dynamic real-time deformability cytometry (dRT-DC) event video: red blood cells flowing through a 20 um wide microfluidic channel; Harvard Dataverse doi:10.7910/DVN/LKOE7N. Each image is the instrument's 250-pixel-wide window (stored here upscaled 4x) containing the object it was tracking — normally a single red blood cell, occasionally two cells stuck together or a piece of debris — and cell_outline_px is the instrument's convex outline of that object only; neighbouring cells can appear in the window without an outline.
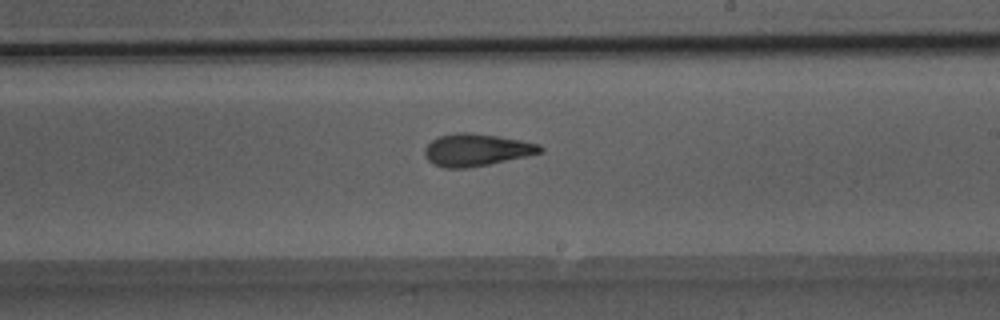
{"species": "Egyptian fruit bat (a non-hibernating species)", "species_latin": "Rousettus aegyptiacus", "temperature_condition": "room temperature", "stored_images_in_passage": 47, "camera_frame_rate_fps": 3000, "um_per_image_px": 0.085, "animal": {"sex": "male"}, "frame": {"image": 1, "passage_image": 26, "time_ms": 8.333, "image_size_px": [1000, 320], "cell_outline_px": [[544, 152], [488, 164], [468, 168], [444, 168], [432, 164], [424, 156], [424, 148], [432, 140], [440, 136], [456, 132], [472, 132], [520, 140], [540, 144], [544, 148]], "centroid_in_image_um": [40.47, 12.74], "position_along_channel_um": 248.5, "area_um2": 21.73}}
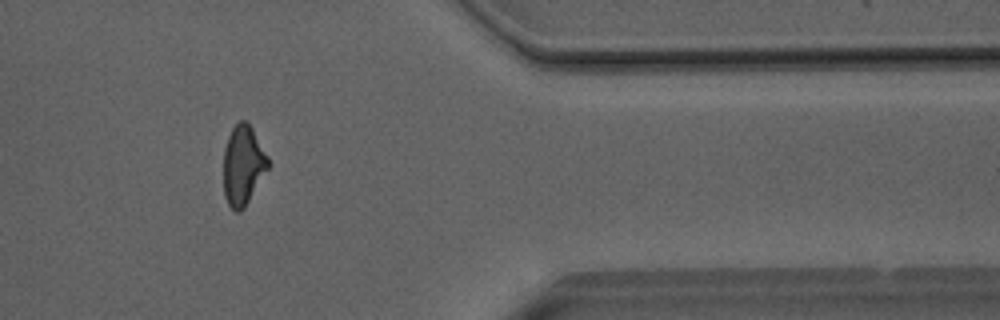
{"frame": {"image": 2, "passage_image": 38, "time_ms": 12.333, "image_size_px": [1000, 320], "cell_outline_px": [[268, 168], [244, 208], [240, 212], [236, 212], [228, 204], [224, 196], [224, 148], [228, 136], [232, 128], [240, 120], [244, 120], [252, 128], [268, 156]], "centroid_in_image_um": [20.64, 14.05], "position_along_channel_um": 390.8, "area_um2": 20.46}}
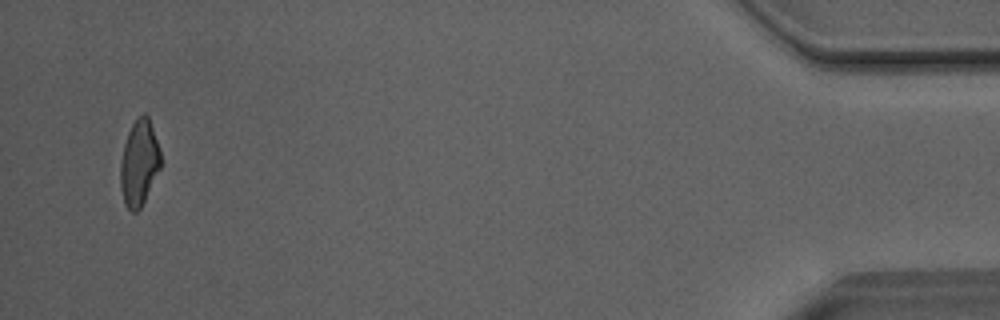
{"frame": {"image": 3, "passage_image": 45, "time_ms": 14.667, "image_size_px": [1000, 320], "cell_outline_px": [[160, 168], [140, 208], [136, 212], [132, 212], [124, 204], [120, 188], [120, 160], [124, 144], [128, 132], [136, 116], [144, 112], [148, 116], [160, 148]], "centroid_in_image_um": [11.81, 13.82], "position_along_channel_um": 423.4, "area_um2": 20.17}, "authors_computed_cell_mechanics": {"area_um2": 21.386, "velocity_mm_per_s": 4.0687, "shape_relaxation_time_tau1_ms": 6.2411, "shape_relaxation_time_tau2_ms": 2.044, "deformation_change_tau1": 0.1736, "deformation_change_tau2": 0.1026}}